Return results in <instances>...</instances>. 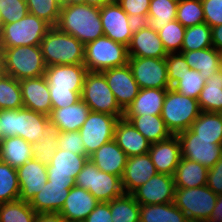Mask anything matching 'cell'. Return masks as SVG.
I'll return each mask as SVG.
<instances>
[{
  "label": "cell",
  "mask_w": 222,
  "mask_h": 222,
  "mask_svg": "<svg viewBox=\"0 0 222 222\" xmlns=\"http://www.w3.org/2000/svg\"><path fill=\"white\" fill-rule=\"evenodd\" d=\"M87 72L84 64L46 67L44 76L48 82L52 109L68 107L81 100Z\"/></svg>",
  "instance_id": "cell-1"
},
{
  "label": "cell",
  "mask_w": 222,
  "mask_h": 222,
  "mask_svg": "<svg viewBox=\"0 0 222 222\" xmlns=\"http://www.w3.org/2000/svg\"><path fill=\"white\" fill-rule=\"evenodd\" d=\"M56 27L84 45L104 36L100 7L89 4L62 6Z\"/></svg>",
  "instance_id": "cell-2"
},
{
  "label": "cell",
  "mask_w": 222,
  "mask_h": 222,
  "mask_svg": "<svg viewBox=\"0 0 222 222\" xmlns=\"http://www.w3.org/2000/svg\"><path fill=\"white\" fill-rule=\"evenodd\" d=\"M39 46L47 67L84 64L85 45L56 26L47 31Z\"/></svg>",
  "instance_id": "cell-3"
},
{
  "label": "cell",
  "mask_w": 222,
  "mask_h": 222,
  "mask_svg": "<svg viewBox=\"0 0 222 222\" xmlns=\"http://www.w3.org/2000/svg\"><path fill=\"white\" fill-rule=\"evenodd\" d=\"M1 57L5 74L18 81L45 74L47 66L39 45L5 48Z\"/></svg>",
  "instance_id": "cell-4"
},
{
  "label": "cell",
  "mask_w": 222,
  "mask_h": 222,
  "mask_svg": "<svg viewBox=\"0 0 222 222\" xmlns=\"http://www.w3.org/2000/svg\"><path fill=\"white\" fill-rule=\"evenodd\" d=\"M201 112L198 100L182 95L171 87L168 88L161 117L172 135L190 129Z\"/></svg>",
  "instance_id": "cell-5"
},
{
  "label": "cell",
  "mask_w": 222,
  "mask_h": 222,
  "mask_svg": "<svg viewBox=\"0 0 222 222\" xmlns=\"http://www.w3.org/2000/svg\"><path fill=\"white\" fill-rule=\"evenodd\" d=\"M128 60V47L106 36L85 44L84 65L87 71L102 72L109 68L121 67L128 64Z\"/></svg>",
  "instance_id": "cell-6"
},
{
  "label": "cell",
  "mask_w": 222,
  "mask_h": 222,
  "mask_svg": "<svg viewBox=\"0 0 222 222\" xmlns=\"http://www.w3.org/2000/svg\"><path fill=\"white\" fill-rule=\"evenodd\" d=\"M75 186L88 190L99 202H110L124 194L121 177L102 172L90 159L77 175Z\"/></svg>",
  "instance_id": "cell-7"
},
{
  "label": "cell",
  "mask_w": 222,
  "mask_h": 222,
  "mask_svg": "<svg viewBox=\"0 0 222 222\" xmlns=\"http://www.w3.org/2000/svg\"><path fill=\"white\" fill-rule=\"evenodd\" d=\"M50 28L47 22L30 13L19 21L4 24L0 39L1 52L5 48L40 45Z\"/></svg>",
  "instance_id": "cell-8"
},
{
  "label": "cell",
  "mask_w": 222,
  "mask_h": 222,
  "mask_svg": "<svg viewBox=\"0 0 222 222\" xmlns=\"http://www.w3.org/2000/svg\"><path fill=\"white\" fill-rule=\"evenodd\" d=\"M81 99L88 105L90 111L106 113L119 119L124 118V110L117 103L101 72L86 73Z\"/></svg>",
  "instance_id": "cell-9"
},
{
  "label": "cell",
  "mask_w": 222,
  "mask_h": 222,
  "mask_svg": "<svg viewBox=\"0 0 222 222\" xmlns=\"http://www.w3.org/2000/svg\"><path fill=\"white\" fill-rule=\"evenodd\" d=\"M218 195L207 185L195 188H176L174 204L187 216L190 222H207Z\"/></svg>",
  "instance_id": "cell-10"
},
{
  "label": "cell",
  "mask_w": 222,
  "mask_h": 222,
  "mask_svg": "<svg viewBox=\"0 0 222 222\" xmlns=\"http://www.w3.org/2000/svg\"><path fill=\"white\" fill-rule=\"evenodd\" d=\"M118 120V117L106 113L89 112L83 126L79 129L87 157L103 144L114 139L115 126Z\"/></svg>",
  "instance_id": "cell-11"
},
{
  "label": "cell",
  "mask_w": 222,
  "mask_h": 222,
  "mask_svg": "<svg viewBox=\"0 0 222 222\" xmlns=\"http://www.w3.org/2000/svg\"><path fill=\"white\" fill-rule=\"evenodd\" d=\"M128 65L140 89L170 88L165 58L129 57Z\"/></svg>",
  "instance_id": "cell-12"
},
{
  "label": "cell",
  "mask_w": 222,
  "mask_h": 222,
  "mask_svg": "<svg viewBox=\"0 0 222 222\" xmlns=\"http://www.w3.org/2000/svg\"><path fill=\"white\" fill-rule=\"evenodd\" d=\"M181 143V157L210 169L222 157V140L194 139L190 128L177 134Z\"/></svg>",
  "instance_id": "cell-13"
},
{
  "label": "cell",
  "mask_w": 222,
  "mask_h": 222,
  "mask_svg": "<svg viewBox=\"0 0 222 222\" xmlns=\"http://www.w3.org/2000/svg\"><path fill=\"white\" fill-rule=\"evenodd\" d=\"M100 18L104 36L123 45H129L137 23L127 15L117 1L100 7Z\"/></svg>",
  "instance_id": "cell-14"
},
{
  "label": "cell",
  "mask_w": 222,
  "mask_h": 222,
  "mask_svg": "<svg viewBox=\"0 0 222 222\" xmlns=\"http://www.w3.org/2000/svg\"><path fill=\"white\" fill-rule=\"evenodd\" d=\"M88 159L86 155L58 148L47 165V181L51 184L75 185V179Z\"/></svg>",
  "instance_id": "cell-15"
},
{
  "label": "cell",
  "mask_w": 222,
  "mask_h": 222,
  "mask_svg": "<svg viewBox=\"0 0 222 222\" xmlns=\"http://www.w3.org/2000/svg\"><path fill=\"white\" fill-rule=\"evenodd\" d=\"M175 189L174 176L157 173L138 187L132 195L140 205L172 203Z\"/></svg>",
  "instance_id": "cell-16"
},
{
  "label": "cell",
  "mask_w": 222,
  "mask_h": 222,
  "mask_svg": "<svg viewBox=\"0 0 222 222\" xmlns=\"http://www.w3.org/2000/svg\"><path fill=\"white\" fill-rule=\"evenodd\" d=\"M112 90L117 103L125 109L133 102L139 92L138 83L135 81L128 64L114 67L101 72Z\"/></svg>",
  "instance_id": "cell-17"
},
{
  "label": "cell",
  "mask_w": 222,
  "mask_h": 222,
  "mask_svg": "<svg viewBox=\"0 0 222 222\" xmlns=\"http://www.w3.org/2000/svg\"><path fill=\"white\" fill-rule=\"evenodd\" d=\"M128 47L129 57L165 58V51L158 32L146 23H137Z\"/></svg>",
  "instance_id": "cell-18"
},
{
  "label": "cell",
  "mask_w": 222,
  "mask_h": 222,
  "mask_svg": "<svg viewBox=\"0 0 222 222\" xmlns=\"http://www.w3.org/2000/svg\"><path fill=\"white\" fill-rule=\"evenodd\" d=\"M50 125L48 115L26 108L15 109V136L28 143L42 140Z\"/></svg>",
  "instance_id": "cell-19"
},
{
  "label": "cell",
  "mask_w": 222,
  "mask_h": 222,
  "mask_svg": "<svg viewBox=\"0 0 222 222\" xmlns=\"http://www.w3.org/2000/svg\"><path fill=\"white\" fill-rule=\"evenodd\" d=\"M24 108L50 115L52 103L45 76L22 79L19 81Z\"/></svg>",
  "instance_id": "cell-20"
},
{
  "label": "cell",
  "mask_w": 222,
  "mask_h": 222,
  "mask_svg": "<svg viewBox=\"0 0 222 222\" xmlns=\"http://www.w3.org/2000/svg\"><path fill=\"white\" fill-rule=\"evenodd\" d=\"M148 154L158 173L174 176L181 159V143L177 135L153 143Z\"/></svg>",
  "instance_id": "cell-21"
},
{
  "label": "cell",
  "mask_w": 222,
  "mask_h": 222,
  "mask_svg": "<svg viewBox=\"0 0 222 222\" xmlns=\"http://www.w3.org/2000/svg\"><path fill=\"white\" fill-rule=\"evenodd\" d=\"M46 168L47 165L31 159L16 169L20 185L19 200L30 202L41 191L47 182Z\"/></svg>",
  "instance_id": "cell-22"
},
{
  "label": "cell",
  "mask_w": 222,
  "mask_h": 222,
  "mask_svg": "<svg viewBox=\"0 0 222 222\" xmlns=\"http://www.w3.org/2000/svg\"><path fill=\"white\" fill-rule=\"evenodd\" d=\"M158 172L148 153L128 157L121 180L125 194H132Z\"/></svg>",
  "instance_id": "cell-23"
},
{
  "label": "cell",
  "mask_w": 222,
  "mask_h": 222,
  "mask_svg": "<svg viewBox=\"0 0 222 222\" xmlns=\"http://www.w3.org/2000/svg\"><path fill=\"white\" fill-rule=\"evenodd\" d=\"M98 203L88 190L73 186L59 213L66 222H84Z\"/></svg>",
  "instance_id": "cell-24"
},
{
  "label": "cell",
  "mask_w": 222,
  "mask_h": 222,
  "mask_svg": "<svg viewBox=\"0 0 222 222\" xmlns=\"http://www.w3.org/2000/svg\"><path fill=\"white\" fill-rule=\"evenodd\" d=\"M128 157L148 153L151 143L133 126L121 118L115 126L114 139Z\"/></svg>",
  "instance_id": "cell-25"
},
{
  "label": "cell",
  "mask_w": 222,
  "mask_h": 222,
  "mask_svg": "<svg viewBox=\"0 0 222 222\" xmlns=\"http://www.w3.org/2000/svg\"><path fill=\"white\" fill-rule=\"evenodd\" d=\"M89 159L102 172L122 177L128 156L118 144L112 140L103 144L89 156Z\"/></svg>",
  "instance_id": "cell-26"
},
{
  "label": "cell",
  "mask_w": 222,
  "mask_h": 222,
  "mask_svg": "<svg viewBox=\"0 0 222 222\" xmlns=\"http://www.w3.org/2000/svg\"><path fill=\"white\" fill-rule=\"evenodd\" d=\"M75 185L51 184L47 181L46 185L29 202L31 207L38 213H59L63 207L69 190Z\"/></svg>",
  "instance_id": "cell-27"
},
{
  "label": "cell",
  "mask_w": 222,
  "mask_h": 222,
  "mask_svg": "<svg viewBox=\"0 0 222 222\" xmlns=\"http://www.w3.org/2000/svg\"><path fill=\"white\" fill-rule=\"evenodd\" d=\"M88 105L81 99L74 105L52 109L50 124L60 131H79L89 115Z\"/></svg>",
  "instance_id": "cell-28"
},
{
  "label": "cell",
  "mask_w": 222,
  "mask_h": 222,
  "mask_svg": "<svg viewBox=\"0 0 222 222\" xmlns=\"http://www.w3.org/2000/svg\"><path fill=\"white\" fill-rule=\"evenodd\" d=\"M168 89H139L138 95L125 109L124 115H161Z\"/></svg>",
  "instance_id": "cell-29"
},
{
  "label": "cell",
  "mask_w": 222,
  "mask_h": 222,
  "mask_svg": "<svg viewBox=\"0 0 222 222\" xmlns=\"http://www.w3.org/2000/svg\"><path fill=\"white\" fill-rule=\"evenodd\" d=\"M188 66L205 78H211L219 71V64L222 58V53L217 51L214 47L204 48L194 51H181Z\"/></svg>",
  "instance_id": "cell-30"
},
{
  "label": "cell",
  "mask_w": 222,
  "mask_h": 222,
  "mask_svg": "<svg viewBox=\"0 0 222 222\" xmlns=\"http://www.w3.org/2000/svg\"><path fill=\"white\" fill-rule=\"evenodd\" d=\"M124 118L151 144L168 139L172 135L161 115H124Z\"/></svg>",
  "instance_id": "cell-31"
},
{
  "label": "cell",
  "mask_w": 222,
  "mask_h": 222,
  "mask_svg": "<svg viewBox=\"0 0 222 222\" xmlns=\"http://www.w3.org/2000/svg\"><path fill=\"white\" fill-rule=\"evenodd\" d=\"M33 159L32 144L21 137L4 138L0 143V160L17 169Z\"/></svg>",
  "instance_id": "cell-32"
},
{
  "label": "cell",
  "mask_w": 222,
  "mask_h": 222,
  "mask_svg": "<svg viewBox=\"0 0 222 222\" xmlns=\"http://www.w3.org/2000/svg\"><path fill=\"white\" fill-rule=\"evenodd\" d=\"M208 169L192 160L182 158L174 174L176 188H195L207 184Z\"/></svg>",
  "instance_id": "cell-33"
},
{
  "label": "cell",
  "mask_w": 222,
  "mask_h": 222,
  "mask_svg": "<svg viewBox=\"0 0 222 222\" xmlns=\"http://www.w3.org/2000/svg\"><path fill=\"white\" fill-rule=\"evenodd\" d=\"M140 222H190L187 216L174 204L140 205Z\"/></svg>",
  "instance_id": "cell-34"
},
{
  "label": "cell",
  "mask_w": 222,
  "mask_h": 222,
  "mask_svg": "<svg viewBox=\"0 0 222 222\" xmlns=\"http://www.w3.org/2000/svg\"><path fill=\"white\" fill-rule=\"evenodd\" d=\"M197 100L202 112L222 113V76L219 71L205 79V86Z\"/></svg>",
  "instance_id": "cell-35"
},
{
  "label": "cell",
  "mask_w": 222,
  "mask_h": 222,
  "mask_svg": "<svg viewBox=\"0 0 222 222\" xmlns=\"http://www.w3.org/2000/svg\"><path fill=\"white\" fill-rule=\"evenodd\" d=\"M190 128L194 139L222 140V114L201 112Z\"/></svg>",
  "instance_id": "cell-36"
},
{
  "label": "cell",
  "mask_w": 222,
  "mask_h": 222,
  "mask_svg": "<svg viewBox=\"0 0 222 222\" xmlns=\"http://www.w3.org/2000/svg\"><path fill=\"white\" fill-rule=\"evenodd\" d=\"M179 0H150L145 23L155 31L176 19Z\"/></svg>",
  "instance_id": "cell-37"
},
{
  "label": "cell",
  "mask_w": 222,
  "mask_h": 222,
  "mask_svg": "<svg viewBox=\"0 0 222 222\" xmlns=\"http://www.w3.org/2000/svg\"><path fill=\"white\" fill-rule=\"evenodd\" d=\"M112 222H140V204L132 194H123L109 202Z\"/></svg>",
  "instance_id": "cell-38"
},
{
  "label": "cell",
  "mask_w": 222,
  "mask_h": 222,
  "mask_svg": "<svg viewBox=\"0 0 222 222\" xmlns=\"http://www.w3.org/2000/svg\"><path fill=\"white\" fill-rule=\"evenodd\" d=\"M24 108L19 81L4 75L0 79V110Z\"/></svg>",
  "instance_id": "cell-39"
},
{
  "label": "cell",
  "mask_w": 222,
  "mask_h": 222,
  "mask_svg": "<svg viewBox=\"0 0 222 222\" xmlns=\"http://www.w3.org/2000/svg\"><path fill=\"white\" fill-rule=\"evenodd\" d=\"M19 196L17 170L0 160V203L19 200Z\"/></svg>",
  "instance_id": "cell-40"
},
{
  "label": "cell",
  "mask_w": 222,
  "mask_h": 222,
  "mask_svg": "<svg viewBox=\"0 0 222 222\" xmlns=\"http://www.w3.org/2000/svg\"><path fill=\"white\" fill-rule=\"evenodd\" d=\"M36 215L29 202L16 200L0 203V222H34Z\"/></svg>",
  "instance_id": "cell-41"
},
{
  "label": "cell",
  "mask_w": 222,
  "mask_h": 222,
  "mask_svg": "<svg viewBox=\"0 0 222 222\" xmlns=\"http://www.w3.org/2000/svg\"><path fill=\"white\" fill-rule=\"evenodd\" d=\"M209 47H213L209 25L204 22L186 28L181 51H194Z\"/></svg>",
  "instance_id": "cell-42"
},
{
  "label": "cell",
  "mask_w": 222,
  "mask_h": 222,
  "mask_svg": "<svg viewBox=\"0 0 222 222\" xmlns=\"http://www.w3.org/2000/svg\"><path fill=\"white\" fill-rule=\"evenodd\" d=\"M59 133L60 130L57 127L50 125L43 139L32 144L33 159L40 161L44 165H49L58 149Z\"/></svg>",
  "instance_id": "cell-43"
},
{
  "label": "cell",
  "mask_w": 222,
  "mask_h": 222,
  "mask_svg": "<svg viewBox=\"0 0 222 222\" xmlns=\"http://www.w3.org/2000/svg\"><path fill=\"white\" fill-rule=\"evenodd\" d=\"M185 31L186 28L176 19L157 31L167 54L181 53Z\"/></svg>",
  "instance_id": "cell-44"
},
{
  "label": "cell",
  "mask_w": 222,
  "mask_h": 222,
  "mask_svg": "<svg viewBox=\"0 0 222 222\" xmlns=\"http://www.w3.org/2000/svg\"><path fill=\"white\" fill-rule=\"evenodd\" d=\"M176 20L185 28L204 23L201 0H179Z\"/></svg>",
  "instance_id": "cell-45"
},
{
  "label": "cell",
  "mask_w": 222,
  "mask_h": 222,
  "mask_svg": "<svg viewBox=\"0 0 222 222\" xmlns=\"http://www.w3.org/2000/svg\"><path fill=\"white\" fill-rule=\"evenodd\" d=\"M30 14L47 22L51 27L58 23L61 6L55 0H25Z\"/></svg>",
  "instance_id": "cell-46"
},
{
  "label": "cell",
  "mask_w": 222,
  "mask_h": 222,
  "mask_svg": "<svg viewBox=\"0 0 222 222\" xmlns=\"http://www.w3.org/2000/svg\"><path fill=\"white\" fill-rule=\"evenodd\" d=\"M204 86L205 78L199 73V71L190 68L171 88L182 95L197 100Z\"/></svg>",
  "instance_id": "cell-47"
},
{
  "label": "cell",
  "mask_w": 222,
  "mask_h": 222,
  "mask_svg": "<svg viewBox=\"0 0 222 222\" xmlns=\"http://www.w3.org/2000/svg\"><path fill=\"white\" fill-rule=\"evenodd\" d=\"M28 13L25 0H0V16L3 24L19 21Z\"/></svg>",
  "instance_id": "cell-48"
},
{
  "label": "cell",
  "mask_w": 222,
  "mask_h": 222,
  "mask_svg": "<svg viewBox=\"0 0 222 222\" xmlns=\"http://www.w3.org/2000/svg\"><path fill=\"white\" fill-rule=\"evenodd\" d=\"M127 15L136 23H145L150 0H116Z\"/></svg>",
  "instance_id": "cell-49"
},
{
  "label": "cell",
  "mask_w": 222,
  "mask_h": 222,
  "mask_svg": "<svg viewBox=\"0 0 222 222\" xmlns=\"http://www.w3.org/2000/svg\"><path fill=\"white\" fill-rule=\"evenodd\" d=\"M165 61L167 64L168 82L170 87H172L190 67L181 53H169L165 57Z\"/></svg>",
  "instance_id": "cell-50"
},
{
  "label": "cell",
  "mask_w": 222,
  "mask_h": 222,
  "mask_svg": "<svg viewBox=\"0 0 222 222\" xmlns=\"http://www.w3.org/2000/svg\"><path fill=\"white\" fill-rule=\"evenodd\" d=\"M57 145L59 149L69 150L74 154L86 155L84 142L79 131H60Z\"/></svg>",
  "instance_id": "cell-51"
},
{
  "label": "cell",
  "mask_w": 222,
  "mask_h": 222,
  "mask_svg": "<svg viewBox=\"0 0 222 222\" xmlns=\"http://www.w3.org/2000/svg\"><path fill=\"white\" fill-rule=\"evenodd\" d=\"M204 22L211 28L222 25V0H201Z\"/></svg>",
  "instance_id": "cell-52"
},
{
  "label": "cell",
  "mask_w": 222,
  "mask_h": 222,
  "mask_svg": "<svg viewBox=\"0 0 222 222\" xmlns=\"http://www.w3.org/2000/svg\"><path fill=\"white\" fill-rule=\"evenodd\" d=\"M216 195L222 194V157L208 169L207 184Z\"/></svg>",
  "instance_id": "cell-53"
},
{
  "label": "cell",
  "mask_w": 222,
  "mask_h": 222,
  "mask_svg": "<svg viewBox=\"0 0 222 222\" xmlns=\"http://www.w3.org/2000/svg\"><path fill=\"white\" fill-rule=\"evenodd\" d=\"M2 140L15 136V109L0 110Z\"/></svg>",
  "instance_id": "cell-54"
},
{
  "label": "cell",
  "mask_w": 222,
  "mask_h": 222,
  "mask_svg": "<svg viewBox=\"0 0 222 222\" xmlns=\"http://www.w3.org/2000/svg\"><path fill=\"white\" fill-rule=\"evenodd\" d=\"M84 222H112L109 202H99Z\"/></svg>",
  "instance_id": "cell-55"
},
{
  "label": "cell",
  "mask_w": 222,
  "mask_h": 222,
  "mask_svg": "<svg viewBox=\"0 0 222 222\" xmlns=\"http://www.w3.org/2000/svg\"><path fill=\"white\" fill-rule=\"evenodd\" d=\"M34 222H66L60 213H38Z\"/></svg>",
  "instance_id": "cell-56"
},
{
  "label": "cell",
  "mask_w": 222,
  "mask_h": 222,
  "mask_svg": "<svg viewBox=\"0 0 222 222\" xmlns=\"http://www.w3.org/2000/svg\"><path fill=\"white\" fill-rule=\"evenodd\" d=\"M211 38L213 47L222 53V25L211 28Z\"/></svg>",
  "instance_id": "cell-57"
},
{
  "label": "cell",
  "mask_w": 222,
  "mask_h": 222,
  "mask_svg": "<svg viewBox=\"0 0 222 222\" xmlns=\"http://www.w3.org/2000/svg\"><path fill=\"white\" fill-rule=\"evenodd\" d=\"M207 222H222V194L218 195L211 217Z\"/></svg>",
  "instance_id": "cell-58"
},
{
  "label": "cell",
  "mask_w": 222,
  "mask_h": 222,
  "mask_svg": "<svg viewBox=\"0 0 222 222\" xmlns=\"http://www.w3.org/2000/svg\"><path fill=\"white\" fill-rule=\"evenodd\" d=\"M116 0H87V4L97 6V7H102L105 4L112 3Z\"/></svg>",
  "instance_id": "cell-59"
},
{
  "label": "cell",
  "mask_w": 222,
  "mask_h": 222,
  "mask_svg": "<svg viewBox=\"0 0 222 222\" xmlns=\"http://www.w3.org/2000/svg\"><path fill=\"white\" fill-rule=\"evenodd\" d=\"M87 4V0H67V5Z\"/></svg>",
  "instance_id": "cell-60"
},
{
  "label": "cell",
  "mask_w": 222,
  "mask_h": 222,
  "mask_svg": "<svg viewBox=\"0 0 222 222\" xmlns=\"http://www.w3.org/2000/svg\"><path fill=\"white\" fill-rule=\"evenodd\" d=\"M5 75L3 61H0V79Z\"/></svg>",
  "instance_id": "cell-61"
},
{
  "label": "cell",
  "mask_w": 222,
  "mask_h": 222,
  "mask_svg": "<svg viewBox=\"0 0 222 222\" xmlns=\"http://www.w3.org/2000/svg\"><path fill=\"white\" fill-rule=\"evenodd\" d=\"M61 7L67 5V0H55Z\"/></svg>",
  "instance_id": "cell-62"
},
{
  "label": "cell",
  "mask_w": 222,
  "mask_h": 222,
  "mask_svg": "<svg viewBox=\"0 0 222 222\" xmlns=\"http://www.w3.org/2000/svg\"><path fill=\"white\" fill-rule=\"evenodd\" d=\"M3 22H2V19H1V16H0V39H1V36H2V31H3Z\"/></svg>",
  "instance_id": "cell-63"
},
{
  "label": "cell",
  "mask_w": 222,
  "mask_h": 222,
  "mask_svg": "<svg viewBox=\"0 0 222 222\" xmlns=\"http://www.w3.org/2000/svg\"><path fill=\"white\" fill-rule=\"evenodd\" d=\"M219 72H220V74L222 76V58H221L220 64H219Z\"/></svg>",
  "instance_id": "cell-64"
},
{
  "label": "cell",
  "mask_w": 222,
  "mask_h": 222,
  "mask_svg": "<svg viewBox=\"0 0 222 222\" xmlns=\"http://www.w3.org/2000/svg\"><path fill=\"white\" fill-rule=\"evenodd\" d=\"M2 141V130H1V122H0V143Z\"/></svg>",
  "instance_id": "cell-65"
},
{
  "label": "cell",
  "mask_w": 222,
  "mask_h": 222,
  "mask_svg": "<svg viewBox=\"0 0 222 222\" xmlns=\"http://www.w3.org/2000/svg\"><path fill=\"white\" fill-rule=\"evenodd\" d=\"M1 55H2V52H1V48H0V61H3Z\"/></svg>",
  "instance_id": "cell-66"
}]
</instances>
